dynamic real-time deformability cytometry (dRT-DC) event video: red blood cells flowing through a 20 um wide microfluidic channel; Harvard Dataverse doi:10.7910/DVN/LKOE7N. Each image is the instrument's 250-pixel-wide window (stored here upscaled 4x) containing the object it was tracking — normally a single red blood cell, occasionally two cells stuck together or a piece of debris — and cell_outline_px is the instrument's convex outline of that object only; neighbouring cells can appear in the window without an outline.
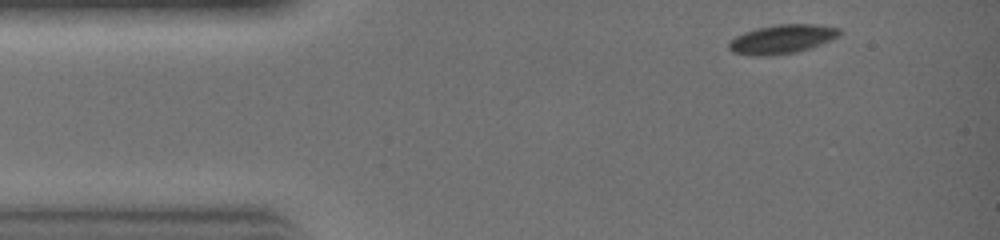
{"species": "common noctule bat (a hibernating species)", "species_latin": "Nyctalus noctula", "temperature_condition": "warm", "stored_images_in_passage": 8, "camera_frame_rate_fps": 3000, "um_per_image_px": 0.085, "animal": {"sex": "female", "body_mass_g": 19.0, "forearm_length_mm": 51.5}, "frame": {"image": 1, "passage_image": 1, "time_ms": 0.0, "image_size_px": [1000, 240], "cell_outline_px": [[840, 36], [820, 44], [808, 48], [792, 52], [732, 52], [728, 48], [728, 44], [736, 36], [744, 32], [756, 28], [776, 24], [816, 24], [840, 28]], "centroid_in_image_um": [66.56, 3.24], "position_along_channel_um": 18.4, "area_um2": 17.46}}
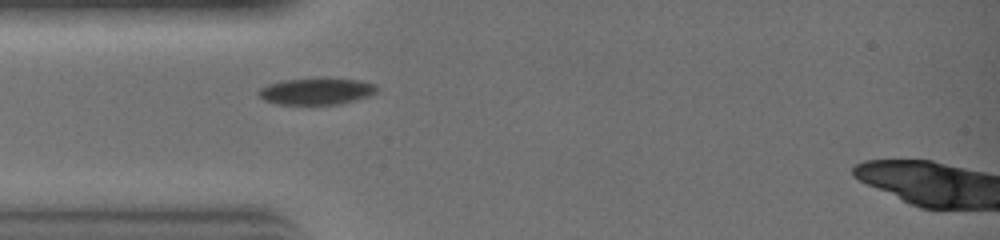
{"frame": {"image": 2, "passage_image": 6, "time_ms": 1.667, "image_size_px": [1000, 240], "cell_outline_px": [[380, 88], [376, 92], [368, 96], [340, 104], [280, 104], [264, 100], [256, 92], [260, 88], [268, 84], [280, 80], [320, 76], [324, 76], [360, 80], [376, 84]], "centroid_in_image_um": [26.92, 7.71], "position_along_channel_um": 58.1, "area_um2": 19.02}}